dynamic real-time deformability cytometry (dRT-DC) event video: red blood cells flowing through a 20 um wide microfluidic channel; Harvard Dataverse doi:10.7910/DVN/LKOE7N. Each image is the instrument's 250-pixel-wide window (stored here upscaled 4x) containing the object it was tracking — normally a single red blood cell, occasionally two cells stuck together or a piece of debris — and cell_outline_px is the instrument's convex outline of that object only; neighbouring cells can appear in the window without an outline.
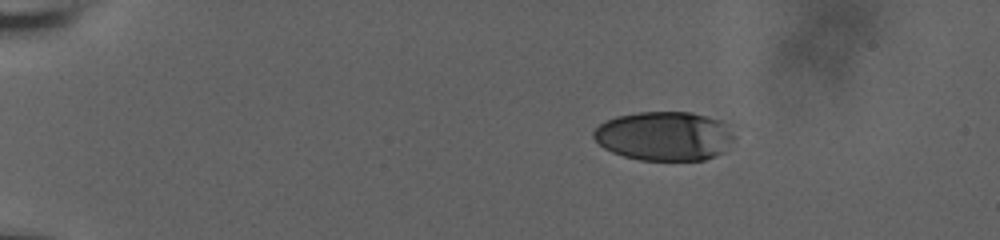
{"species": "human", "species_latin": "Homo sapiens", "temperature_condition": "room temperature", "stored_images_in_passage": 46, "camera_frame_rate_fps": 3000, "um_per_image_px": 0.085, "donor": {"sex": "male"}, "frame": {"image": 1, "passage_image": 1, "time_ms": 0.0, "image_size_px": [1000, 240], "cell_outline_px": [[736, 136], [724, 152], [716, 156], [704, 160], [640, 160], [624, 156], [612, 152], [604, 148], [592, 136], [592, 132], [600, 124], [616, 116], [636, 112], [692, 112], [720, 120]], "centroid_in_image_um": [56.48, 11.57], "position_along_channel_um": 28.5, "area_um2": 40.34}}
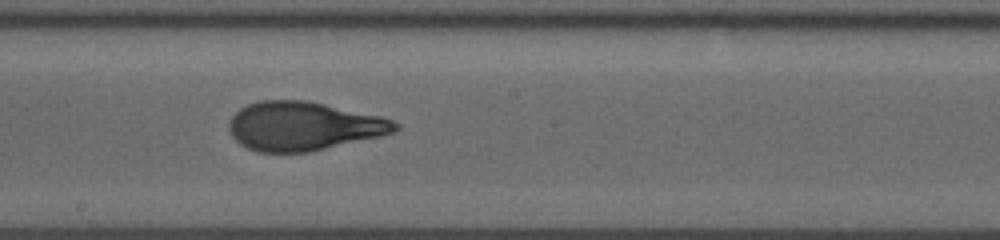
{"frame": {"image": 2, "passage_image": 24, "time_ms": 7.667, "image_size_px": [1000, 240], "cell_outline_px": [[400, 128], [392, 132], [380, 136], [308, 152], [256, 152], [240, 144], [232, 136], [228, 128], [228, 120], [240, 108], [248, 104], [260, 100], [304, 100], [380, 116], [392, 120], [400, 124]], "centroid_in_image_um": [25.75, 10.72], "position_along_channel_um": 222.5, "area_um2": 46.93}}
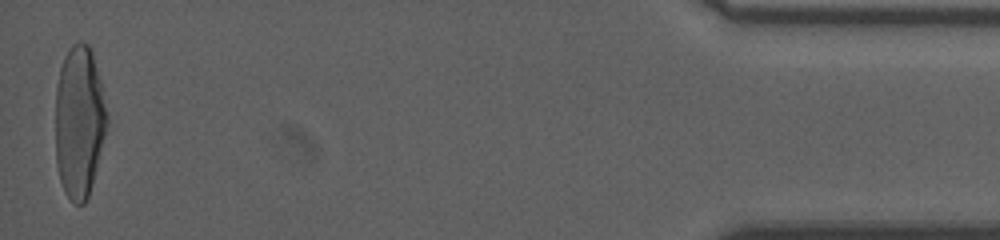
{"frame": {"image": 3, "passage_image": 46, "time_ms": 15.0, "image_size_px": [1000, 240], "cell_outline_px": [[108, 120], [104, 136], [88, 196], [84, 204], [72, 204], [64, 192], [60, 180], [56, 164], [56, 88], [60, 68], [64, 56], [68, 48], [72, 44], [80, 40], [88, 44], [92, 48], [100, 80], [108, 116]], "centroid_in_image_um": [6.72, 10.3], "position_along_channel_um": 428.5, "area_um2": 45.72}, "authors_computed_cell_mechanics": {"area_um2": 46.2689, "velocity_mm_per_s": 3.7207, "shape_relaxation_time_tau1_ms": 8.5857, "shape_relaxation_time_tau2_ms": 0.8185, "deformation_change_tau1": 0.3054, "deformation_change_tau2": 0.0827}}